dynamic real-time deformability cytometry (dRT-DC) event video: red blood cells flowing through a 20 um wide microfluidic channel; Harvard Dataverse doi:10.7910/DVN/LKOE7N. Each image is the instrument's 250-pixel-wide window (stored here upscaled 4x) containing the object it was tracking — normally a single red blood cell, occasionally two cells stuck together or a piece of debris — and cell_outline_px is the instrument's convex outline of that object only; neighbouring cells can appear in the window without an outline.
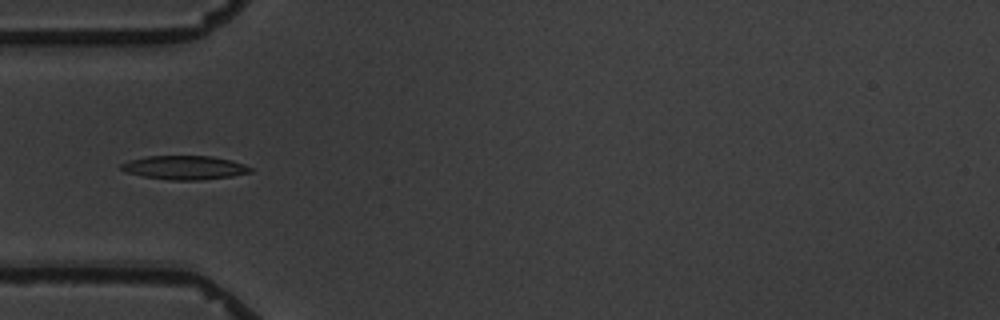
{"species": "common noctule bat (a hibernating species)", "species_latin": "Nyctalus noctula", "temperature_condition": "warm", "stored_images_in_passage": 6, "camera_frame_rate_fps": 3000, "um_per_image_px": 0.085, "animal": {"sex": "male", "body_mass_g": 19.5, "forearm_length_mm": 54.6}, "frame": {"image": 1, "passage_image": 4, "time_ms": 4.333, "image_size_px": [1000, 320], "cell_outline_px": [[252, 172], [232, 176], [200, 180], [168, 180], [144, 176], [124, 172], [120, 168], [120, 164], [128, 160], [148, 156], [212, 156], [232, 160], [244, 164], [252, 168]], "centroid_in_image_um": [15.68, 14.24], "position_along_channel_um": 69.3, "area_um2": 18.03}}
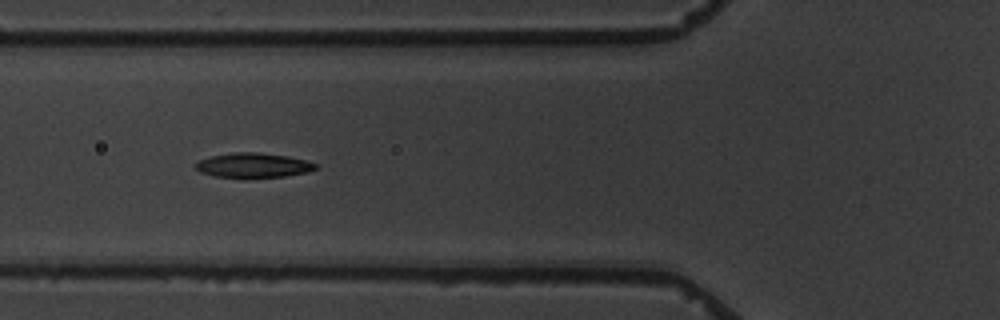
{"frame": {"image": 2, "passage_image": 5, "time_ms": 5.333, "image_size_px": [1000, 320], "cell_outline_px": [[320, 168], [308, 172], [284, 176], [244, 180], [216, 176], [200, 172], [192, 164], [200, 160], [212, 156], [232, 152], [260, 152], [288, 156], [308, 160], [320, 164]], "centroid_in_image_um": [21.58, 14.07], "position_along_channel_um": 104.2, "area_um2": 18.09}}
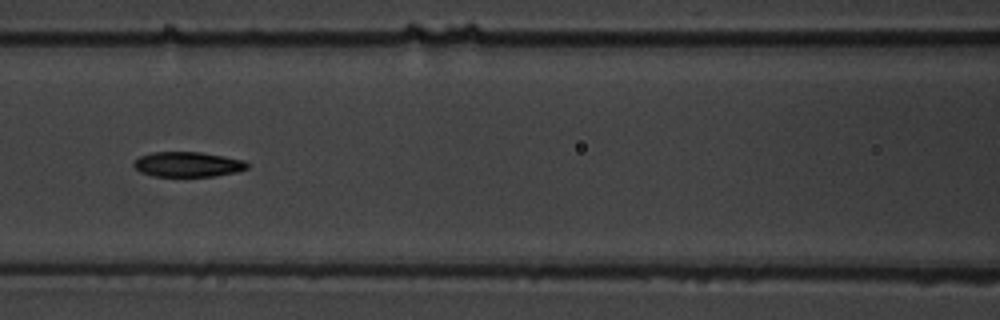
{"frame": {"image": 3, "passage_image": 6, "time_ms": 6.667, "image_size_px": [1000, 320], "cell_outline_px": [[248, 168], [236, 172], [216, 176], [152, 176], [140, 172], [132, 164], [140, 156], [152, 152], [200, 152], [224, 156], [244, 160], [248, 164]], "centroid_in_image_um": [15.96, 13.97], "position_along_channel_um": 150.6, "area_um2": 16.53}}